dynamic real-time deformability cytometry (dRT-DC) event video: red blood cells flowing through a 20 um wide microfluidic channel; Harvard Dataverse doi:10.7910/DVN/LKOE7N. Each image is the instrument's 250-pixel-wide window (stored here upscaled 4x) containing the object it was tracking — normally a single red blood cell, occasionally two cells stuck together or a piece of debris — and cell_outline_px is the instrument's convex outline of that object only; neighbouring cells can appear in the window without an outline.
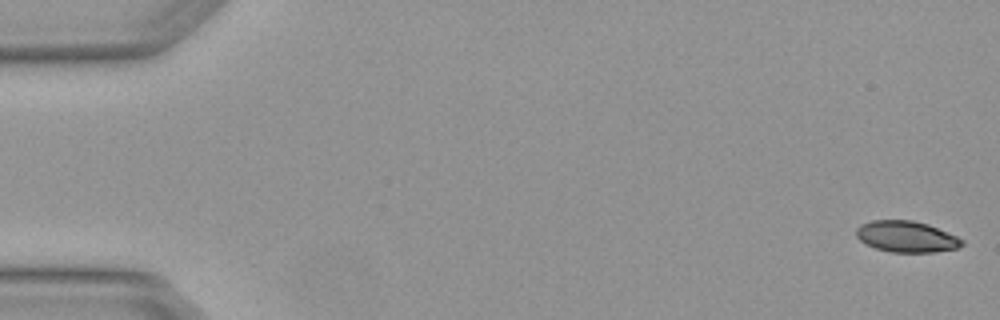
{"species": "Egyptian fruit bat (a non-hibernating species)", "species_latin": "Rousettus aegyptiacus", "temperature_condition": "warm", "stored_images_in_passage": 5, "camera_frame_rate_fps": 3000, "um_per_image_px": 0.085, "animal": {"sex": "female"}, "frame": {"image": 1, "passage_image": 1, "time_ms": 0.0, "image_size_px": [1000, 320], "cell_outline_px": [[964, 244], [956, 248], [936, 252], [892, 252], [876, 248], [860, 240], [856, 236], [856, 228], [860, 224], [872, 220], [912, 220], [928, 224], [956, 236], [964, 240]], "centroid_in_image_um": [77.04, 20.1], "position_along_channel_um": 8.0, "area_um2": 19.13}}
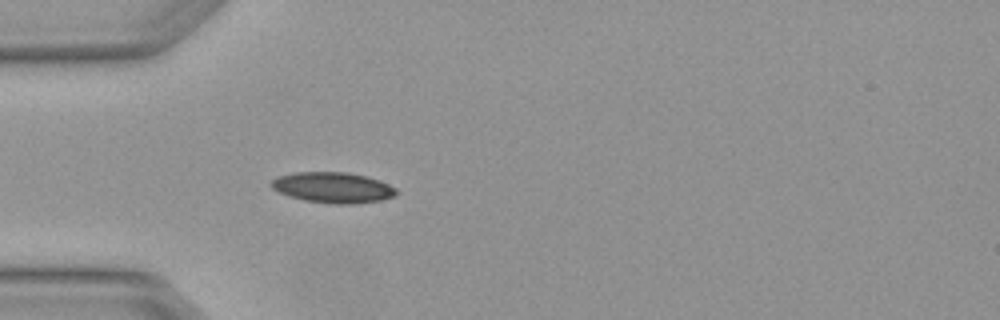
{"frame": {"image": 2, "passage_image": 5, "time_ms": 1.333, "image_size_px": [1000, 320], "cell_outline_px": [[400, 192], [396, 196], [380, 200], [352, 204], [336, 204], [304, 200], [280, 192], [272, 188], [268, 184], [276, 176], [292, 172], [348, 172], [368, 176], [380, 180], [396, 188]], "centroid_in_image_um": [28.32, 15.92], "position_along_channel_um": 56.7, "area_um2": 22.54}}